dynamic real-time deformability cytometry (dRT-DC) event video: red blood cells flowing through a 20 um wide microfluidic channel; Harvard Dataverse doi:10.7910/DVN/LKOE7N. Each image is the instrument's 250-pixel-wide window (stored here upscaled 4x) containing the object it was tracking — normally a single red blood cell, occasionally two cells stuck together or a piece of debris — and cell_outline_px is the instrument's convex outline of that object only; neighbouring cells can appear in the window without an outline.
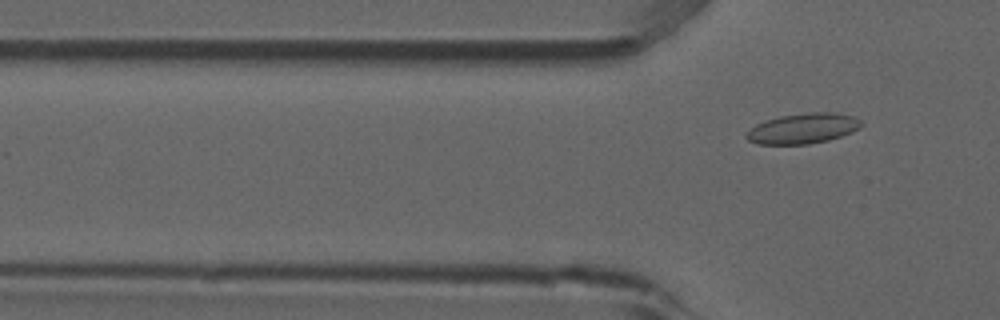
{"species": "common noctule bat (a hibernating species)", "species_latin": "Nyctalus noctula", "temperature_condition": "room temperature", "stored_images_in_passage": 6, "camera_frame_rate_fps": 3000, "um_per_image_px": 0.085, "animal": {"sex": "male", "forearm_length_mm": 52.5}, "frame": {"image": 1, "passage_image": 6, "time_ms": 1.667, "image_size_px": [1000, 320], "cell_outline_px": [[860, 128], [852, 132], [828, 140], [808, 144], [756, 144], [748, 140], [744, 136], [756, 124], [780, 116], [808, 112], [836, 112], [856, 116], [860, 120]], "centroid_in_image_um": [68.27, 10.91], "position_along_channel_um": 57.5, "area_um2": 20.23}}